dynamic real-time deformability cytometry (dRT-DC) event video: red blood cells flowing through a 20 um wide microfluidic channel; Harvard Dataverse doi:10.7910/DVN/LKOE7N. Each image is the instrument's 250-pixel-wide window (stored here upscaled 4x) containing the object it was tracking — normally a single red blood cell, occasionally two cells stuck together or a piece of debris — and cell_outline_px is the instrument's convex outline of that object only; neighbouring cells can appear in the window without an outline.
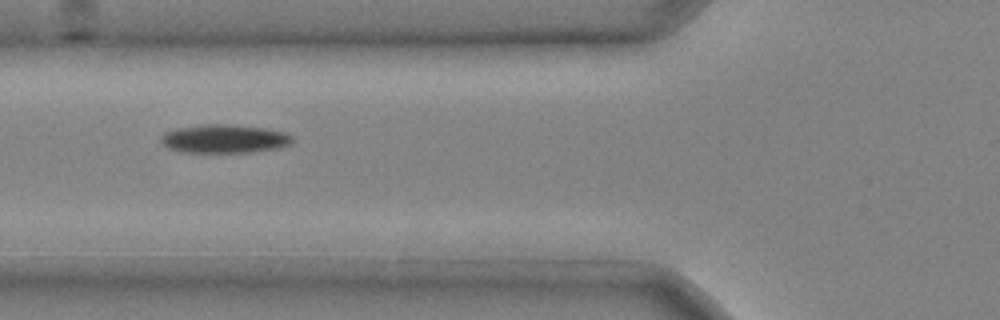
{"species": "common noctule bat (a hibernating species)", "species_latin": "Nyctalus noctula", "temperature_condition": "cold", "stored_images_in_passage": 6, "camera_frame_rate_fps": 3000, "um_per_image_px": 0.085, "animal": {"sex": "male", "body_mass_g": 20.4}, "frame": {"image": 1, "passage_image": 4, "time_ms": 1.0, "image_size_px": [1000, 320], "cell_outline_px": [[292, 140], [288, 144], [280, 148], [252, 152], [180, 152], [168, 148], [160, 140], [160, 136], [164, 132], [176, 128], [204, 124], [224, 124], [264, 128], [284, 132], [292, 136]], "centroid_in_image_um": [19.03, 11.8], "position_along_channel_um": 106.8, "area_um2": 21.79}}
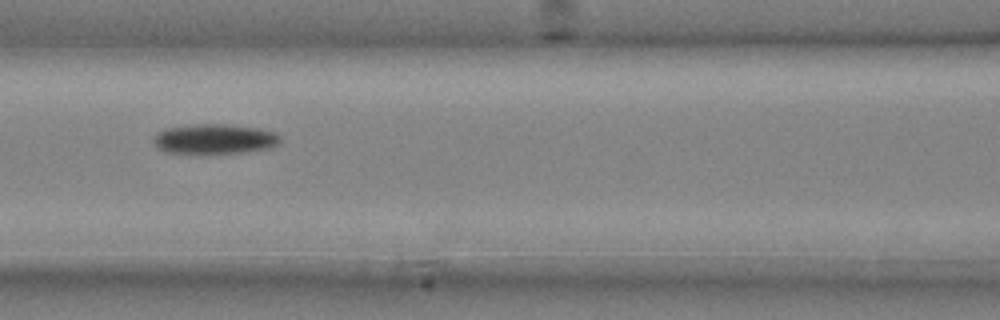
{"frame": {"image": 2, "passage_image": 5, "time_ms": 1.333, "image_size_px": [1000, 320], "cell_outline_px": [[280, 144], [272, 148], [248, 152], [200, 156], [168, 152], [156, 148], [152, 140], [152, 136], [156, 132], [164, 128], [192, 124], [224, 124], [260, 128], [276, 132], [280, 136]], "centroid_in_image_um": [18.21, 11.85], "position_along_channel_um": 148.4, "area_um2": 23.41}}
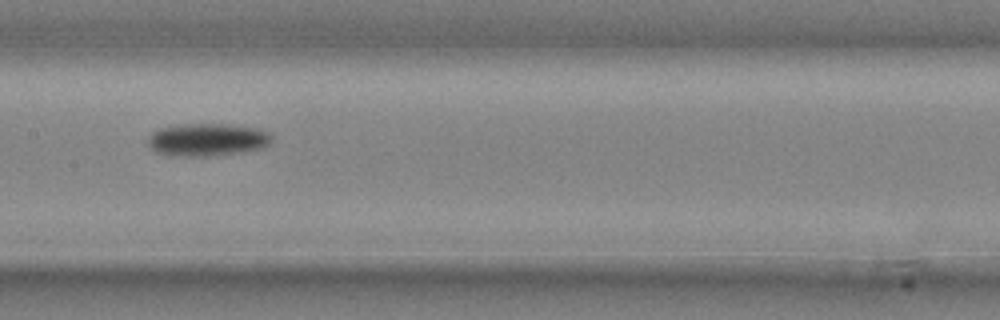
{"frame": {"image": 3, "passage_image": 6, "time_ms": 1.667, "image_size_px": [1000, 320], "cell_outline_px": [[272, 140], [264, 148], [244, 152], [216, 156], [168, 156], [156, 152], [148, 144], [148, 136], [152, 132], [160, 128], [184, 124], [236, 124], [264, 128], [272, 136]], "centroid_in_image_um": [17.68, 11.87], "position_along_channel_um": 189.7, "area_um2": 24.22}}